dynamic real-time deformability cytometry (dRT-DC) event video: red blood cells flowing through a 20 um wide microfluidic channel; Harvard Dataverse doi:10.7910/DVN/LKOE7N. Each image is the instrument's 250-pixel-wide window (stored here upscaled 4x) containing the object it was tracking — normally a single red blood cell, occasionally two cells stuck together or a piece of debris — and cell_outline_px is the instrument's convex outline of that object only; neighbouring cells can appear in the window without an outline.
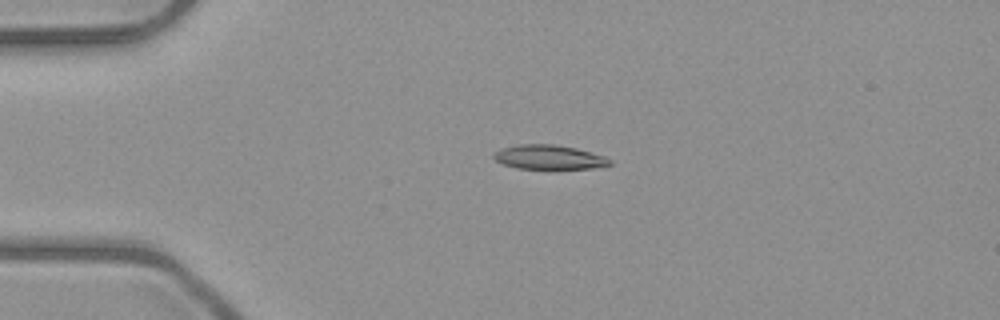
{"species": "common noctule bat (a hibernating species)", "species_latin": "Nyctalus noctula", "temperature_condition": "room temperature", "stored_images_in_passage": 3, "camera_frame_rate_fps": 3000, "um_per_image_px": 0.085, "animal": {"sex": "male", "body_mass_g": 23.1, "forearm_length_mm": 52.7}, "frame": {"image": 1, "passage_image": 2, "time_ms": 1.333, "image_size_px": [1000, 320], "cell_outline_px": [[612, 164], [592, 168], [516, 168], [504, 164], [496, 160], [492, 156], [496, 152], [504, 148], [520, 144], [552, 144], [576, 148], [604, 156], [612, 160]], "centroid_in_image_um": [46.69, 13.35], "position_along_channel_um": 38.3, "area_um2": 16.07}}